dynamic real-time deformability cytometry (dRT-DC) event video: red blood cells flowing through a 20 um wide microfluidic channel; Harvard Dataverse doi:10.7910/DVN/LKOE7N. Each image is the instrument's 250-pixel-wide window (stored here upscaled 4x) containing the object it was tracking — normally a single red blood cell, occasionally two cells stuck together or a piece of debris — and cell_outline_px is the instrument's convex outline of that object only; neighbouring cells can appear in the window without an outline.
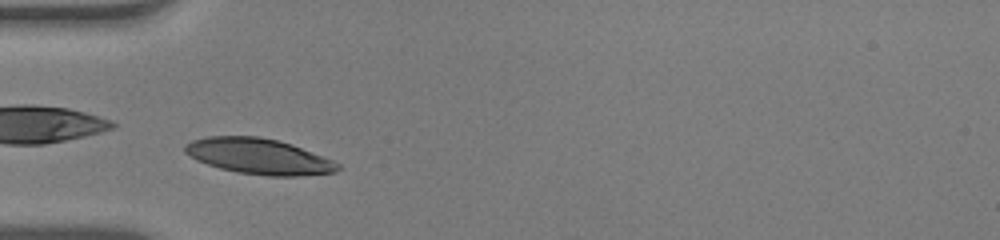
{"species": "human", "species_latin": "Homo sapiens", "temperature_condition": "warm", "stored_images_in_passage": 39, "camera_frame_rate_fps": 3000, "um_per_image_px": 0.085, "donor": {"sex": "male"}, "frame": {"image": 1, "passage_image": 5, "time_ms": 1.333, "image_size_px": [1000, 240], "cell_outline_px": [[340, 168], [336, 172], [296, 176], [268, 176], [236, 172], [220, 168], [196, 160], [184, 152], [184, 144], [192, 140], [208, 136], [260, 136], [292, 144], [324, 156], [340, 164]], "centroid_in_image_um": [21.99, 13.28], "position_along_channel_um": 63.0, "area_um2": 31.85}}
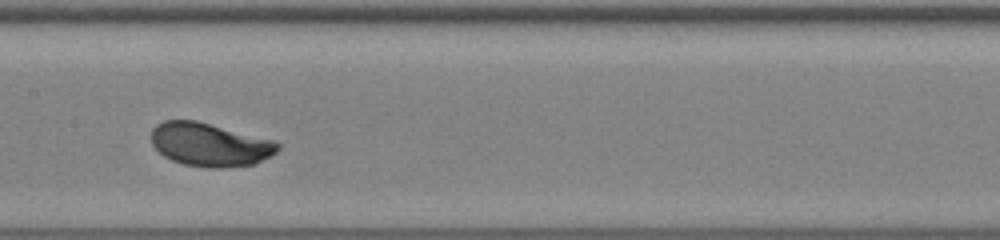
{"frame": {"image": 2, "passage_image": 15, "time_ms": 4.667, "image_size_px": [1000, 240], "cell_outline_px": [[280, 148], [276, 152], [256, 164], [228, 168], [208, 168], [184, 164], [172, 160], [164, 156], [152, 144], [152, 128], [156, 124], [164, 120], [196, 120], [276, 140], [280, 144]], "centroid_in_image_um": [17.87, 12.29], "position_along_channel_um": 189.5, "area_um2": 32.31}}
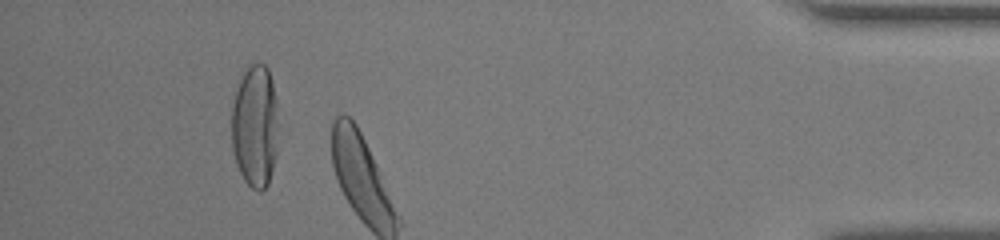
{"frame": {"image": 3, "passage_image": 35, "time_ms": 11.333, "image_size_px": [1000, 240], "cell_outline_px": [[276, 124], [272, 168], [268, 184], [260, 192], [252, 188], [244, 180], [236, 164], [232, 148], [232, 104], [240, 72], [252, 64], [264, 64], [268, 68], [276, 100]], "centroid_in_image_um": [21.62, 10.67], "position_along_channel_um": 413.6, "area_um2": 32.95}, "authors_computed_cell_mechanics": {"area_um2": 32.1368, "velocity_mm_per_s": 3.8778, "shape_relaxation_time_tau1_ms": 1.5527, "shape_relaxation_time_tau2_ms": null, "deformation_change_tau1": 0.1433, "deformation_change_tau2": null}}